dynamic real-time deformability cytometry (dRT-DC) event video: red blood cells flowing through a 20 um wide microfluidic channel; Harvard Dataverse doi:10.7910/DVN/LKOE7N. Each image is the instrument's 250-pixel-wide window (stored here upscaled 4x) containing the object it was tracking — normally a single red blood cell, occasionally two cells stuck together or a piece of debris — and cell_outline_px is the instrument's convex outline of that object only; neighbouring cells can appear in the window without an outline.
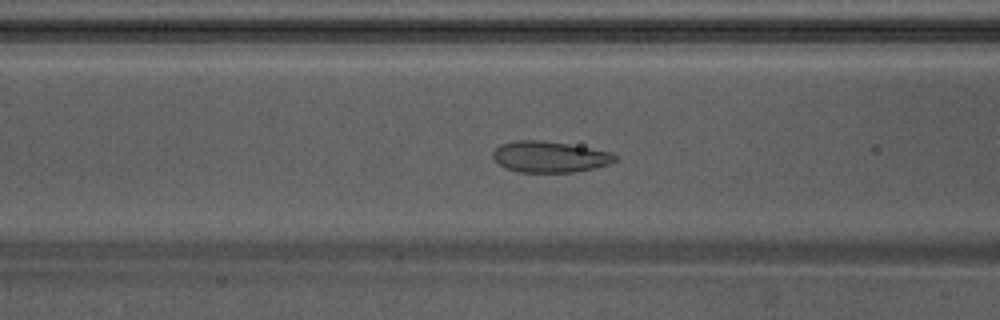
{"species": "Egyptian fruit bat (a non-hibernating species)", "species_latin": "Rousettus aegyptiacus", "temperature_condition": "warm", "stored_images_in_passage": 52, "camera_frame_rate_fps": 3000, "um_per_image_px": 0.085, "animal": {"sex": "male"}, "frame": {"image": 1, "passage_image": 18, "time_ms": 5.667, "image_size_px": [1000, 320], "cell_outline_px": [[620, 156], [616, 160], [608, 164], [576, 172], [520, 172], [504, 168], [492, 156], [492, 152], [500, 144], [512, 140], [540, 140], [568, 144], [612, 152]], "centroid_in_image_um": [46.72, 13.32], "position_along_channel_um": 119.9, "area_um2": 22.2}}
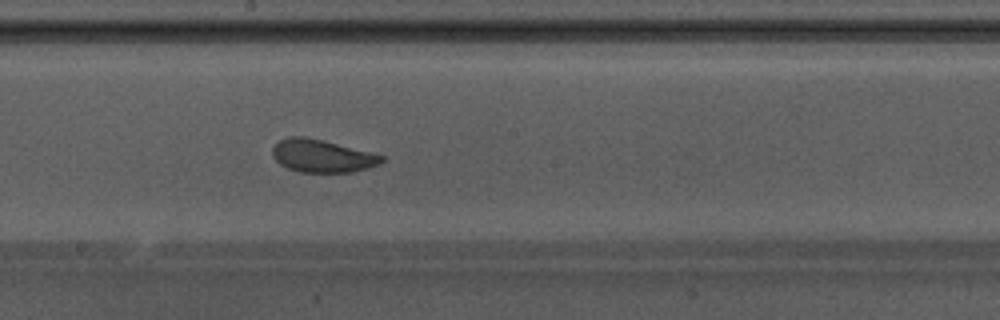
{"frame": {"image": 2, "passage_image": 26, "time_ms": 8.333, "image_size_px": [1000, 320], "cell_outline_px": [[384, 160], [368, 168], [352, 172], [300, 172], [288, 168], [280, 164], [272, 156], [272, 148], [280, 140], [288, 136], [304, 136], [324, 140], [384, 156]], "centroid_in_image_um": [27.33, 13.25], "position_along_channel_um": 220.9, "area_um2": 20.69}}
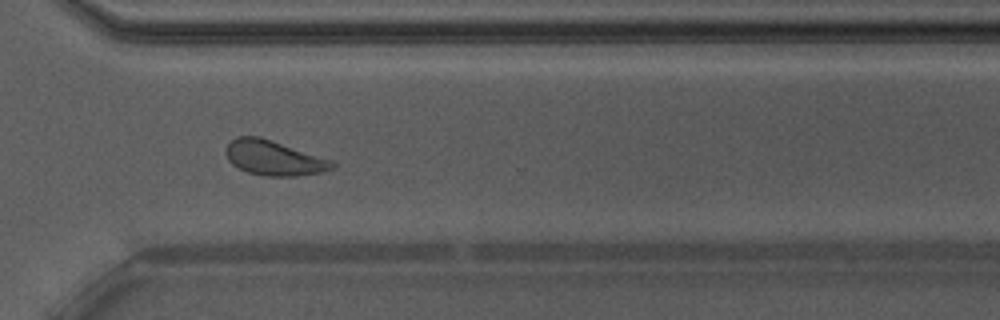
{"frame": {"image": 3, "passage_image": 36, "time_ms": 11.667, "image_size_px": [1000, 320], "cell_outline_px": [[336, 164], [332, 168], [320, 172], [296, 176], [264, 176], [248, 172], [232, 164], [228, 160], [224, 152], [224, 148], [236, 136], [260, 136], [332, 160]], "centroid_in_image_um": [23.23, 13.41], "position_along_channel_um": 347.4, "area_um2": 21.56}, "authors_computed_cell_mechanics": {"area_um2": 22.0218, "velocity_mm_per_s": 3.7878, "shape_relaxation_time_tau1_ms": 2.6777, "shape_relaxation_time_tau2_ms": 0.7514, "deformation_change_tau1": 0.0978, "deformation_change_tau2": 0.0441}}